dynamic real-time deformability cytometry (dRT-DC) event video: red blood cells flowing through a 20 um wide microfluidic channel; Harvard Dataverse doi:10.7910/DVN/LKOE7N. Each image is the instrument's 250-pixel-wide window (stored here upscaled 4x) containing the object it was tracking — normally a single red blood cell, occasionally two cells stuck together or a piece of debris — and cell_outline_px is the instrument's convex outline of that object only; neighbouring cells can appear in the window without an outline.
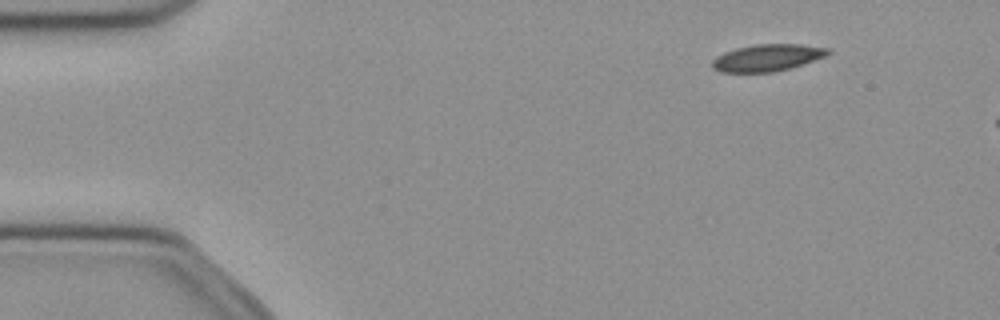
{"species": "common noctule bat (a hibernating species)", "species_latin": "Nyctalus noctula", "temperature_condition": "cold", "stored_images_in_passage": 13, "camera_frame_rate_fps": 3000, "um_per_image_px": 0.085, "animal": {"sex": "female", "body_mass_g": 21.9}, "frame": {"image": 1, "passage_image": 6, "time_ms": 1.667, "image_size_px": [1000, 320], "cell_outline_px": [[832, 52], [824, 56], [788, 68], [772, 72], [720, 72], [712, 68], [712, 60], [716, 56], [724, 52], [736, 48], [756, 44], [800, 44], [832, 48]], "centroid_in_image_um": [65.19, 4.89], "position_along_channel_um": 19.8, "area_um2": 18.03}}